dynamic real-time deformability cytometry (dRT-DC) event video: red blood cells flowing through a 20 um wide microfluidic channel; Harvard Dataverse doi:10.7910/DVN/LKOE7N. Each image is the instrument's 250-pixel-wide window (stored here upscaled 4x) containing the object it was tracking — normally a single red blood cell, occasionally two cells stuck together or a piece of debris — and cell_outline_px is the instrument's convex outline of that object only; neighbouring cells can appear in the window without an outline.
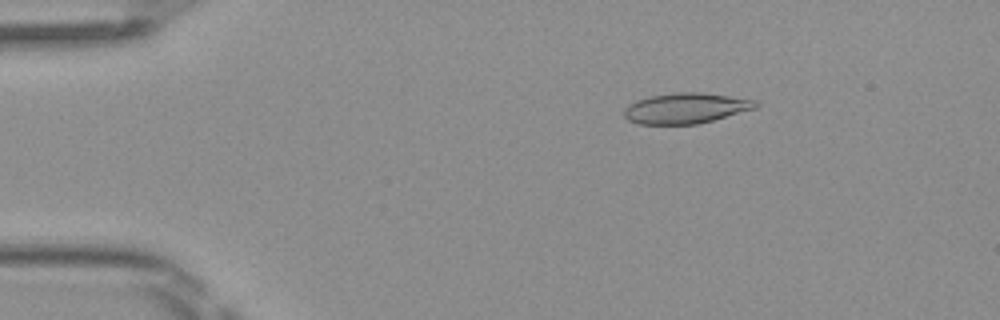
{"species": "Egyptian fruit bat (a non-hibernating species)", "species_latin": "Rousettus aegyptiacus", "temperature_condition": "room temperature", "stored_images_in_passage": 7, "camera_frame_rate_fps": 3000, "um_per_image_px": 0.085, "frame": {"image": 1, "passage_image": 3, "time_ms": 0.667, "image_size_px": [1000, 320], "cell_outline_px": [[760, 104], [756, 108], [712, 120], [696, 124], [640, 124], [628, 120], [624, 116], [624, 108], [628, 104], [636, 100], [652, 96], [676, 92], [704, 92], [756, 100]], "centroid_in_image_um": [58.29, 9.19], "position_along_channel_um": 26.7, "area_um2": 23.35}}
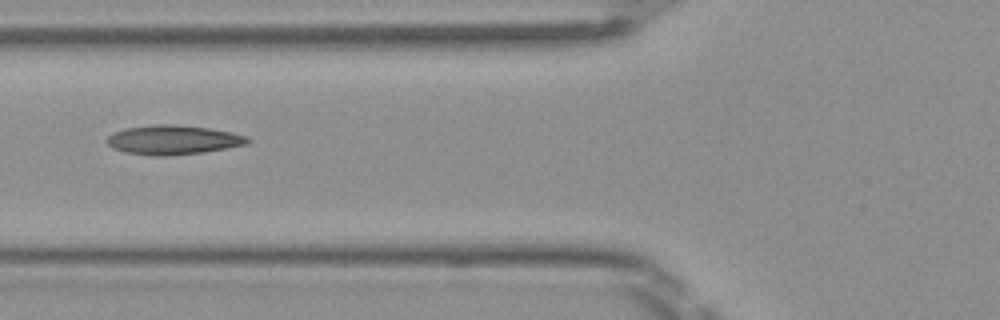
{"frame": {"image": 2, "passage_image": 6, "time_ms": 1.667, "image_size_px": [1000, 320], "cell_outline_px": [[252, 140], [248, 144], [228, 148], [204, 152], [168, 156], [152, 156], [124, 152], [112, 148], [104, 140], [112, 132], [124, 128], [156, 124], [176, 124], [208, 128], [232, 132], [248, 136]], "centroid_in_image_um": [14.71, 11.89], "position_along_channel_um": 111.1, "area_um2": 24.45}}
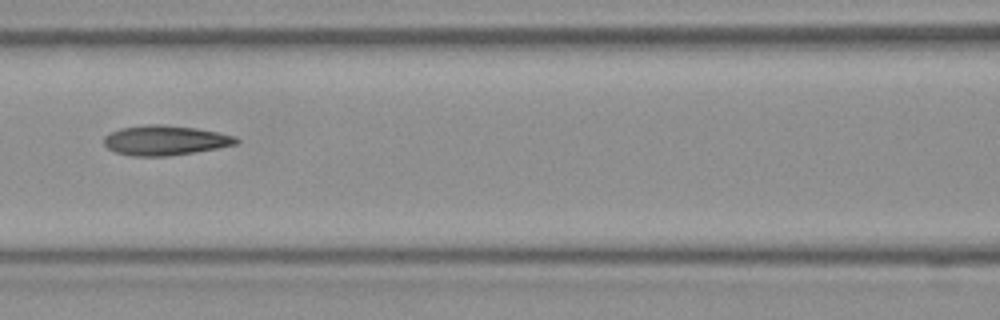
{"frame": {"image": 3, "passage_image": 7, "time_ms": 2.0, "image_size_px": [1000, 320], "cell_outline_px": [[240, 140], [236, 144], [216, 148], [168, 156], [132, 156], [116, 152], [108, 148], [104, 144], [104, 136], [120, 128], [144, 124], [160, 124], [196, 128], [236, 136]], "centroid_in_image_um": [14.01, 11.92], "position_along_channel_um": 152.6, "area_um2": 22.83}}